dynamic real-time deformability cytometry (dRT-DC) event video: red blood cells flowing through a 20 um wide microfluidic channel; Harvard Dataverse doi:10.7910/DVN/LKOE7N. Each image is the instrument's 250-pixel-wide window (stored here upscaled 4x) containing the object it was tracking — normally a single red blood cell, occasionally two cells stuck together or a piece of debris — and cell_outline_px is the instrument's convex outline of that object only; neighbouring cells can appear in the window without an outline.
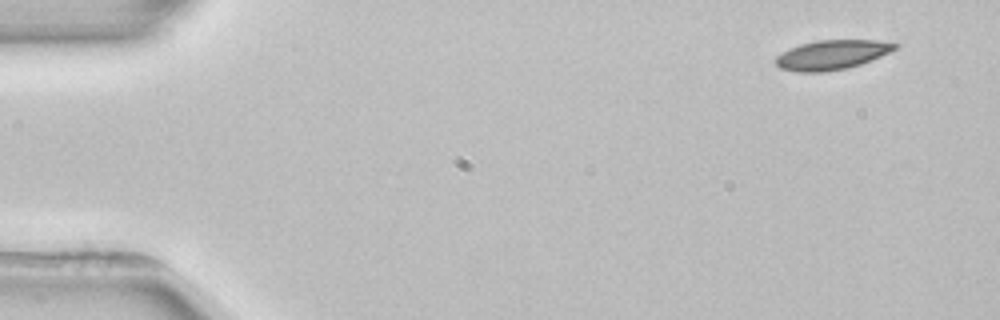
{"species": "common noctule bat (a hibernating species)", "species_latin": "Nyctalus noctula", "temperature_condition": "room temperature", "stored_images_in_passage": 4, "camera_frame_rate_fps": 3000, "um_per_image_px": 0.085, "animal": {"sex": "female", "body_mass_g": 22.7, "forearm_length_mm": 54.2}, "frame": {"image": 1, "passage_image": 1, "time_ms": 0.0, "image_size_px": [1000, 320], "cell_outline_px": [[900, 44], [896, 48], [880, 56], [860, 64], [848, 68], [824, 72], [796, 72], [780, 68], [776, 64], [776, 56], [788, 48], [800, 44], [820, 40], [876, 40]], "centroid_in_image_um": [70.67, 4.66], "position_along_channel_um": 14.3, "area_um2": 20.4}}
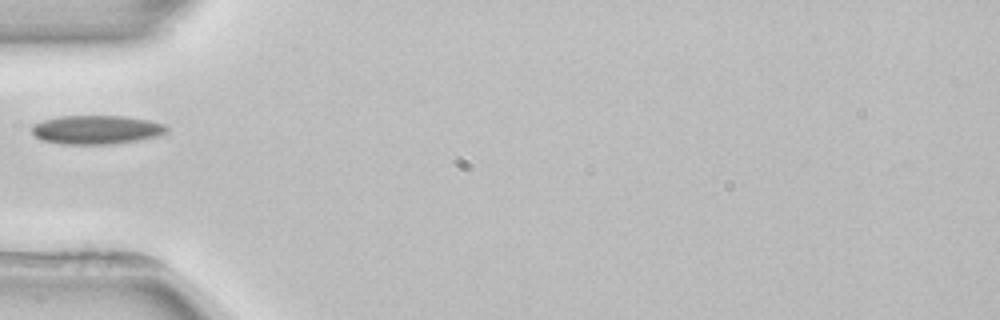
{"frame": {"image": 2, "passage_image": 4, "time_ms": 4.667, "image_size_px": [1000, 320], "cell_outline_px": [[168, 132], [160, 136], [140, 140], [112, 144], [60, 144], [40, 140], [32, 132], [32, 124], [44, 120], [60, 116], [124, 116], [148, 120], [164, 124], [168, 128]], "centroid_in_image_um": [8.21, 11.03], "position_along_channel_um": 76.8, "area_um2": 22.83}}